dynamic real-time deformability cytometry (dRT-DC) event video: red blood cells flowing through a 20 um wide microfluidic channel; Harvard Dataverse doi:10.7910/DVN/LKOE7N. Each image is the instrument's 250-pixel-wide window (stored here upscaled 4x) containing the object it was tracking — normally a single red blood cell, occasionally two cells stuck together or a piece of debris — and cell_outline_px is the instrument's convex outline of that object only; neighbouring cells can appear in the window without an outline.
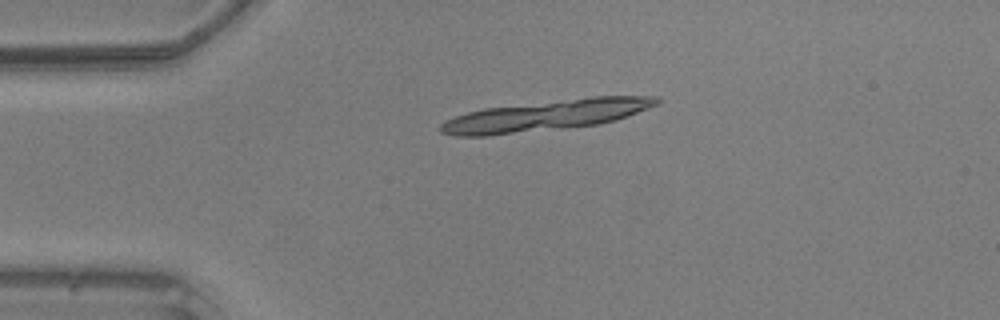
{"species": "common noctule bat (a hibernating species)", "species_latin": "Nyctalus noctula", "temperature_condition": "warm", "stored_images_in_passage": 17, "segment_of_instrument_passage": [3, 4], "camera_frame_rate_fps": 3000, "um_per_image_px": 0.085, "animal": {"sex": "male", "body_mass_g": 20.5, "forearm_length_mm": 52.5}, "frame": {"image": 1, "passage_image": 11, "time_ms": 3.333, "image_size_px": [1000, 320], "cell_outline_px": [[640, 108], [632, 112], [608, 120], [588, 124], [504, 132], [452, 132], [456, 120], [464, 116], [476, 112], [496, 108], [580, 100], [636, 100]], "centroid_in_image_um": [46.26, 9.84], "position_along_channel_um": 38.7, "area_um2": 28.55}}